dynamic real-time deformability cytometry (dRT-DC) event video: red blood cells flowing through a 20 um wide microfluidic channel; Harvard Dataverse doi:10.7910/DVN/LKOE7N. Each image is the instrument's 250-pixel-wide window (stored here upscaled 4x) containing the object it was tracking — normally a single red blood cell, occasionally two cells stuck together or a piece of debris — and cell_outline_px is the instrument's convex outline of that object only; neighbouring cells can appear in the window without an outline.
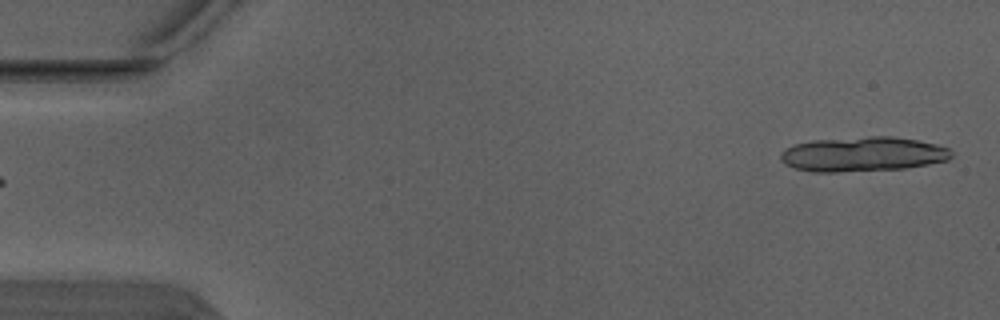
{"species": "Egyptian fruit bat (a non-hibernating species)", "species_latin": "Rousettus aegyptiacus", "temperature_condition": "warm", "stored_images_in_passage": 5, "camera_frame_rate_fps": 3000, "um_per_image_px": 0.085, "animal": {"sex": "male"}, "frame": {"image": 1, "passage_image": 5, "time_ms": 1.333, "image_size_px": [1000, 320], "cell_outline_px": [[952, 156], [948, 160], [928, 164], [904, 168], [836, 172], [812, 172], [796, 168], [784, 164], [780, 160], [780, 152], [784, 148], [796, 144], [812, 140], [868, 136], [892, 136], [916, 140], [936, 144], [948, 148], [952, 152]], "centroid_in_image_um": [73.31, 13.1], "position_along_channel_um": 11.7, "area_um2": 34.56}}